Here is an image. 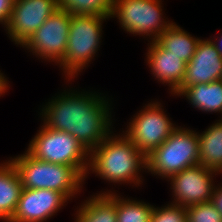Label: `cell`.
Returning <instances> with one entry per match:
<instances>
[{"label":"cell","mask_w":222,"mask_h":222,"mask_svg":"<svg viewBox=\"0 0 222 222\" xmlns=\"http://www.w3.org/2000/svg\"><path fill=\"white\" fill-rule=\"evenodd\" d=\"M147 46L145 61L152 77L159 83L167 85L172 95L183 82L186 63L165 50L157 41L149 42Z\"/></svg>","instance_id":"cell-14"},{"label":"cell","mask_w":222,"mask_h":222,"mask_svg":"<svg viewBox=\"0 0 222 222\" xmlns=\"http://www.w3.org/2000/svg\"><path fill=\"white\" fill-rule=\"evenodd\" d=\"M9 160L16 168L23 188L52 189L69 201L83 190L85 176L75 167L39 160L27 150Z\"/></svg>","instance_id":"cell-3"},{"label":"cell","mask_w":222,"mask_h":222,"mask_svg":"<svg viewBox=\"0 0 222 222\" xmlns=\"http://www.w3.org/2000/svg\"><path fill=\"white\" fill-rule=\"evenodd\" d=\"M29 142L27 151L42 161L77 168L84 176L89 163V152L71 134L48 128L44 123Z\"/></svg>","instance_id":"cell-6"},{"label":"cell","mask_w":222,"mask_h":222,"mask_svg":"<svg viewBox=\"0 0 222 222\" xmlns=\"http://www.w3.org/2000/svg\"><path fill=\"white\" fill-rule=\"evenodd\" d=\"M200 39L173 22L156 41L169 53L178 56L187 64L195 53Z\"/></svg>","instance_id":"cell-19"},{"label":"cell","mask_w":222,"mask_h":222,"mask_svg":"<svg viewBox=\"0 0 222 222\" xmlns=\"http://www.w3.org/2000/svg\"><path fill=\"white\" fill-rule=\"evenodd\" d=\"M107 96L69 86L45 102L38 115L48 128L71 134L90 152L113 132V101Z\"/></svg>","instance_id":"cell-1"},{"label":"cell","mask_w":222,"mask_h":222,"mask_svg":"<svg viewBox=\"0 0 222 222\" xmlns=\"http://www.w3.org/2000/svg\"><path fill=\"white\" fill-rule=\"evenodd\" d=\"M151 222H187L186 208L171 202L162 207L155 205Z\"/></svg>","instance_id":"cell-23"},{"label":"cell","mask_w":222,"mask_h":222,"mask_svg":"<svg viewBox=\"0 0 222 222\" xmlns=\"http://www.w3.org/2000/svg\"><path fill=\"white\" fill-rule=\"evenodd\" d=\"M58 9L70 15H97L111 19L113 0H57Z\"/></svg>","instance_id":"cell-21"},{"label":"cell","mask_w":222,"mask_h":222,"mask_svg":"<svg viewBox=\"0 0 222 222\" xmlns=\"http://www.w3.org/2000/svg\"><path fill=\"white\" fill-rule=\"evenodd\" d=\"M114 132L89 152L85 179L94 173L109 184L139 187L144 182L143 172L147 173L146 157L123 133Z\"/></svg>","instance_id":"cell-2"},{"label":"cell","mask_w":222,"mask_h":222,"mask_svg":"<svg viewBox=\"0 0 222 222\" xmlns=\"http://www.w3.org/2000/svg\"><path fill=\"white\" fill-rule=\"evenodd\" d=\"M68 202L62 193L52 189L23 188L9 222H47L66 207Z\"/></svg>","instance_id":"cell-12"},{"label":"cell","mask_w":222,"mask_h":222,"mask_svg":"<svg viewBox=\"0 0 222 222\" xmlns=\"http://www.w3.org/2000/svg\"><path fill=\"white\" fill-rule=\"evenodd\" d=\"M131 117L122 133L145 156H149L179 126L165 113L160 101H151Z\"/></svg>","instance_id":"cell-8"},{"label":"cell","mask_w":222,"mask_h":222,"mask_svg":"<svg viewBox=\"0 0 222 222\" xmlns=\"http://www.w3.org/2000/svg\"><path fill=\"white\" fill-rule=\"evenodd\" d=\"M23 186L13 163L7 159L0 163V220L9 222L15 213Z\"/></svg>","instance_id":"cell-16"},{"label":"cell","mask_w":222,"mask_h":222,"mask_svg":"<svg viewBox=\"0 0 222 222\" xmlns=\"http://www.w3.org/2000/svg\"><path fill=\"white\" fill-rule=\"evenodd\" d=\"M106 20L109 18L97 15H71L66 52L57 65L67 83L74 82L73 79L98 56Z\"/></svg>","instance_id":"cell-4"},{"label":"cell","mask_w":222,"mask_h":222,"mask_svg":"<svg viewBox=\"0 0 222 222\" xmlns=\"http://www.w3.org/2000/svg\"><path fill=\"white\" fill-rule=\"evenodd\" d=\"M222 79V54L210 38L200 39L195 53L186 64L182 84L172 94L178 96L186 87Z\"/></svg>","instance_id":"cell-13"},{"label":"cell","mask_w":222,"mask_h":222,"mask_svg":"<svg viewBox=\"0 0 222 222\" xmlns=\"http://www.w3.org/2000/svg\"><path fill=\"white\" fill-rule=\"evenodd\" d=\"M14 0H0V24L6 28L12 13Z\"/></svg>","instance_id":"cell-24"},{"label":"cell","mask_w":222,"mask_h":222,"mask_svg":"<svg viewBox=\"0 0 222 222\" xmlns=\"http://www.w3.org/2000/svg\"><path fill=\"white\" fill-rule=\"evenodd\" d=\"M122 196V197H121ZM154 205L116 192L117 222H151Z\"/></svg>","instance_id":"cell-20"},{"label":"cell","mask_w":222,"mask_h":222,"mask_svg":"<svg viewBox=\"0 0 222 222\" xmlns=\"http://www.w3.org/2000/svg\"><path fill=\"white\" fill-rule=\"evenodd\" d=\"M211 41L215 44L216 48L222 54V33L216 37L214 36L213 38H211Z\"/></svg>","instance_id":"cell-27"},{"label":"cell","mask_w":222,"mask_h":222,"mask_svg":"<svg viewBox=\"0 0 222 222\" xmlns=\"http://www.w3.org/2000/svg\"><path fill=\"white\" fill-rule=\"evenodd\" d=\"M199 138V163L207 169L216 171L222 168V119L214 121Z\"/></svg>","instance_id":"cell-18"},{"label":"cell","mask_w":222,"mask_h":222,"mask_svg":"<svg viewBox=\"0 0 222 222\" xmlns=\"http://www.w3.org/2000/svg\"><path fill=\"white\" fill-rule=\"evenodd\" d=\"M1 71L2 70H0V97L7 93V90L10 89L8 77H6V75H4Z\"/></svg>","instance_id":"cell-26"},{"label":"cell","mask_w":222,"mask_h":222,"mask_svg":"<svg viewBox=\"0 0 222 222\" xmlns=\"http://www.w3.org/2000/svg\"><path fill=\"white\" fill-rule=\"evenodd\" d=\"M216 175H218L216 171L200 164L173 175L167 180L168 183L170 182L172 197H174L171 203L187 208L211 201L216 186Z\"/></svg>","instance_id":"cell-10"},{"label":"cell","mask_w":222,"mask_h":222,"mask_svg":"<svg viewBox=\"0 0 222 222\" xmlns=\"http://www.w3.org/2000/svg\"><path fill=\"white\" fill-rule=\"evenodd\" d=\"M162 0H113L111 18L129 35H139L148 42L157 38L173 23L163 17ZM163 8V9H162ZM146 36V37H145ZM150 39V40H149Z\"/></svg>","instance_id":"cell-7"},{"label":"cell","mask_w":222,"mask_h":222,"mask_svg":"<svg viewBox=\"0 0 222 222\" xmlns=\"http://www.w3.org/2000/svg\"><path fill=\"white\" fill-rule=\"evenodd\" d=\"M222 174V168H221V170L218 172V175H221Z\"/></svg>","instance_id":"cell-28"},{"label":"cell","mask_w":222,"mask_h":222,"mask_svg":"<svg viewBox=\"0 0 222 222\" xmlns=\"http://www.w3.org/2000/svg\"><path fill=\"white\" fill-rule=\"evenodd\" d=\"M75 210V222H117L116 191L107 189L92 194Z\"/></svg>","instance_id":"cell-15"},{"label":"cell","mask_w":222,"mask_h":222,"mask_svg":"<svg viewBox=\"0 0 222 222\" xmlns=\"http://www.w3.org/2000/svg\"><path fill=\"white\" fill-rule=\"evenodd\" d=\"M186 212L187 222H222V215L211 201L189 206Z\"/></svg>","instance_id":"cell-22"},{"label":"cell","mask_w":222,"mask_h":222,"mask_svg":"<svg viewBox=\"0 0 222 222\" xmlns=\"http://www.w3.org/2000/svg\"><path fill=\"white\" fill-rule=\"evenodd\" d=\"M178 126L147 160V172L168 180L186 168L199 165V138L196 130Z\"/></svg>","instance_id":"cell-5"},{"label":"cell","mask_w":222,"mask_h":222,"mask_svg":"<svg viewBox=\"0 0 222 222\" xmlns=\"http://www.w3.org/2000/svg\"><path fill=\"white\" fill-rule=\"evenodd\" d=\"M71 15L57 9L20 48L32 52L38 59L58 65L66 52Z\"/></svg>","instance_id":"cell-9"},{"label":"cell","mask_w":222,"mask_h":222,"mask_svg":"<svg viewBox=\"0 0 222 222\" xmlns=\"http://www.w3.org/2000/svg\"><path fill=\"white\" fill-rule=\"evenodd\" d=\"M179 96L184 97L192 107L201 112L221 114L222 119V79L188 86Z\"/></svg>","instance_id":"cell-17"},{"label":"cell","mask_w":222,"mask_h":222,"mask_svg":"<svg viewBox=\"0 0 222 222\" xmlns=\"http://www.w3.org/2000/svg\"><path fill=\"white\" fill-rule=\"evenodd\" d=\"M211 203L216 207L219 213L222 215V184L218 183L215 186L213 196L211 197Z\"/></svg>","instance_id":"cell-25"},{"label":"cell","mask_w":222,"mask_h":222,"mask_svg":"<svg viewBox=\"0 0 222 222\" xmlns=\"http://www.w3.org/2000/svg\"><path fill=\"white\" fill-rule=\"evenodd\" d=\"M58 9L57 0H14L6 34L21 46Z\"/></svg>","instance_id":"cell-11"}]
</instances>
